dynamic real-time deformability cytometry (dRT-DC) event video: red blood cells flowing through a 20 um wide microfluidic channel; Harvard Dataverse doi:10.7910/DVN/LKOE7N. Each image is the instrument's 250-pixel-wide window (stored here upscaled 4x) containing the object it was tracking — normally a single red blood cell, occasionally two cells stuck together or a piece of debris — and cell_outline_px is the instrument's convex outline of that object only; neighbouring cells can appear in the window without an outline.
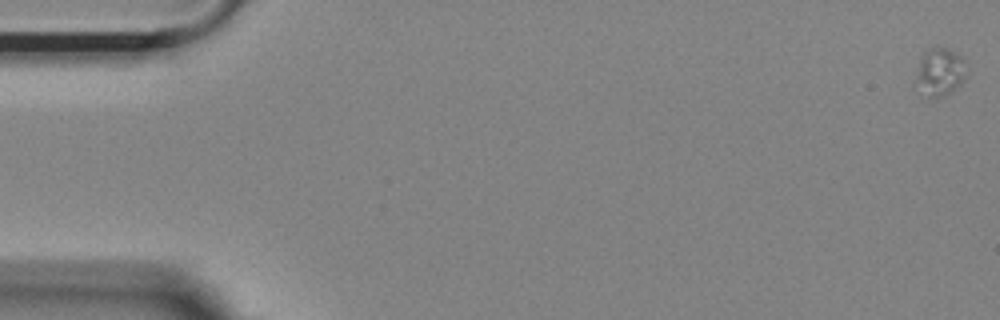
{"species": "Egyptian fruit bat (a non-hibernating species)", "species_latin": "Rousettus aegyptiacus", "temperature_condition": "room temperature", "stored_images_in_passage": 26, "camera_frame_rate_fps": 3000, "um_per_image_px": 0.085, "animal": {"sex": "female"}, "frame": {"image": 1, "passage_image": 1, "time_ms": 0.0, "image_size_px": [1000, 320], "cell_outline_px": [[968, 76], [960, 84], [944, 96], [928, 96], [912, 80], [920, 56], [928, 48], [936, 44], [948, 48], [964, 56]], "centroid_in_image_um": [79.89, 6.03], "position_along_channel_um": 5.1, "area_um2": 14.8}}
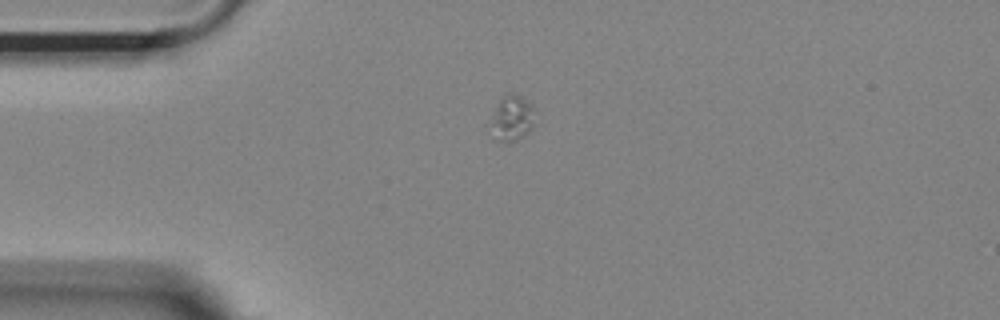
{"frame": {"image": 2, "passage_image": 15, "time_ms": 4.667, "image_size_px": [1000, 320], "cell_outline_px": [[536, 124], [532, 128], [516, 140], [496, 140], [492, 120], [500, 96], [508, 92], [512, 92], [520, 96], [532, 104]], "centroid_in_image_um": [43.58, 9.97], "position_along_channel_um": 41.4, "area_um2": 11.39}}